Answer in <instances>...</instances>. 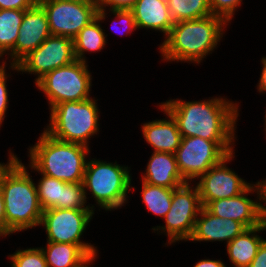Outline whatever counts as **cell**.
Listing matches in <instances>:
<instances>
[{"mask_svg":"<svg viewBox=\"0 0 266 267\" xmlns=\"http://www.w3.org/2000/svg\"><path fill=\"white\" fill-rule=\"evenodd\" d=\"M175 119L182 137H201L215 143H234L238 105L226 98L202 101L170 99L160 104Z\"/></svg>","mask_w":266,"mask_h":267,"instance_id":"6da1fadb","label":"cell"},{"mask_svg":"<svg viewBox=\"0 0 266 267\" xmlns=\"http://www.w3.org/2000/svg\"><path fill=\"white\" fill-rule=\"evenodd\" d=\"M9 152L7 165L0 171L6 236L39 226L43 214L36 183L33 182L29 170L17 155Z\"/></svg>","mask_w":266,"mask_h":267,"instance_id":"7a4b0ae2","label":"cell"},{"mask_svg":"<svg viewBox=\"0 0 266 267\" xmlns=\"http://www.w3.org/2000/svg\"><path fill=\"white\" fill-rule=\"evenodd\" d=\"M227 24L222 17L213 14L176 22L159 47L161 56L165 61L199 64L222 40Z\"/></svg>","mask_w":266,"mask_h":267,"instance_id":"3957f363","label":"cell"},{"mask_svg":"<svg viewBox=\"0 0 266 267\" xmlns=\"http://www.w3.org/2000/svg\"><path fill=\"white\" fill-rule=\"evenodd\" d=\"M89 147L64 142L42 132L37 143L30 147L29 168L67 183L83 181Z\"/></svg>","mask_w":266,"mask_h":267,"instance_id":"277c9868","label":"cell"},{"mask_svg":"<svg viewBox=\"0 0 266 267\" xmlns=\"http://www.w3.org/2000/svg\"><path fill=\"white\" fill-rule=\"evenodd\" d=\"M97 101L94 97L51 107L50 123L44 131L55 139L89 147V139L99 131Z\"/></svg>","mask_w":266,"mask_h":267,"instance_id":"5b68a950","label":"cell"},{"mask_svg":"<svg viewBox=\"0 0 266 267\" xmlns=\"http://www.w3.org/2000/svg\"><path fill=\"white\" fill-rule=\"evenodd\" d=\"M82 184L86 199V190H89L99 208L106 211L124 206L129 197L127 193L134 188L128 166L95 158L87 160Z\"/></svg>","mask_w":266,"mask_h":267,"instance_id":"8992f818","label":"cell"},{"mask_svg":"<svg viewBox=\"0 0 266 267\" xmlns=\"http://www.w3.org/2000/svg\"><path fill=\"white\" fill-rule=\"evenodd\" d=\"M91 76L87 61L74 60L46 73L35 84L46 95L51 108L59 103L90 99Z\"/></svg>","mask_w":266,"mask_h":267,"instance_id":"52a82bcc","label":"cell"},{"mask_svg":"<svg viewBox=\"0 0 266 267\" xmlns=\"http://www.w3.org/2000/svg\"><path fill=\"white\" fill-rule=\"evenodd\" d=\"M233 147L234 143H215L201 137H182L175 152L179 172L190 183L233 153Z\"/></svg>","mask_w":266,"mask_h":267,"instance_id":"ba28073f","label":"cell"},{"mask_svg":"<svg viewBox=\"0 0 266 267\" xmlns=\"http://www.w3.org/2000/svg\"><path fill=\"white\" fill-rule=\"evenodd\" d=\"M94 215V210L51 208L43 211L39 226H44L48 242L77 244L91 259L97 247L80 240Z\"/></svg>","mask_w":266,"mask_h":267,"instance_id":"9c48e42d","label":"cell"},{"mask_svg":"<svg viewBox=\"0 0 266 267\" xmlns=\"http://www.w3.org/2000/svg\"><path fill=\"white\" fill-rule=\"evenodd\" d=\"M190 184L187 182L173 189L171 207L164 217L166 224L152 228L154 232L160 230L167 234L168 244L189 241L194 232L197 216L203 206L197 186Z\"/></svg>","mask_w":266,"mask_h":267,"instance_id":"30bf717a","label":"cell"},{"mask_svg":"<svg viewBox=\"0 0 266 267\" xmlns=\"http://www.w3.org/2000/svg\"><path fill=\"white\" fill-rule=\"evenodd\" d=\"M45 10L51 35L74 39L97 17L96 0H38Z\"/></svg>","mask_w":266,"mask_h":267,"instance_id":"8fae6325","label":"cell"},{"mask_svg":"<svg viewBox=\"0 0 266 267\" xmlns=\"http://www.w3.org/2000/svg\"><path fill=\"white\" fill-rule=\"evenodd\" d=\"M75 59L73 39L50 35L35 50L10 69L17 72L36 74L35 83L46 73L72 63Z\"/></svg>","mask_w":266,"mask_h":267,"instance_id":"7c38bea8","label":"cell"},{"mask_svg":"<svg viewBox=\"0 0 266 267\" xmlns=\"http://www.w3.org/2000/svg\"><path fill=\"white\" fill-rule=\"evenodd\" d=\"M234 154L235 152L229 154L220 163L212 166L195 183L203 207L210 201L238 196L251 185L226 166L232 161Z\"/></svg>","mask_w":266,"mask_h":267,"instance_id":"4fadbf2b","label":"cell"},{"mask_svg":"<svg viewBox=\"0 0 266 267\" xmlns=\"http://www.w3.org/2000/svg\"><path fill=\"white\" fill-rule=\"evenodd\" d=\"M36 185L37 194L43 211L51 208L95 210V206L86 205L85 190L81 183H67L41 174Z\"/></svg>","mask_w":266,"mask_h":267,"instance_id":"5bb4252c","label":"cell"},{"mask_svg":"<svg viewBox=\"0 0 266 267\" xmlns=\"http://www.w3.org/2000/svg\"><path fill=\"white\" fill-rule=\"evenodd\" d=\"M252 191L257 193L258 200L254 201L247 197L249 193L252 194ZM260 203L259 188L256 183H253L240 195L210 201L205 208L217 217L232 219L242 223L246 228H251L264 222Z\"/></svg>","mask_w":266,"mask_h":267,"instance_id":"9a60e30c","label":"cell"},{"mask_svg":"<svg viewBox=\"0 0 266 267\" xmlns=\"http://www.w3.org/2000/svg\"><path fill=\"white\" fill-rule=\"evenodd\" d=\"M51 35L45 10L36 3L25 10L14 46V65L35 50Z\"/></svg>","mask_w":266,"mask_h":267,"instance_id":"2e32d148","label":"cell"},{"mask_svg":"<svg viewBox=\"0 0 266 267\" xmlns=\"http://www.w3.org/2000/svg\"><path fill=\"white\" fill-rule=\"evenodd\" d=\"M246 229L242 223L217 217L202 207L189 241H226L228 244Z\"/></svg>","mask_w":266,"mask_h":267,"instance_id":"e0dca14e","label":"cell"},{"mask_svg":"<svg viewBox=\"0 0 266 267\" xmlns=\"http://www.w3.org/2000/svg\"><path fill=\"white\" fill-rule=\"evenodd\" d=\"M161 111L167 115L168 119L153 120L151 122L143 123L142 134L145 141L150 144L154 152H164L175 154L180 146L182 139L181 133L178 129L177 122L172 115L167 112L159 103Z\"/></svg>","mask_w":266,"mask_h":267,"instance_id":"ac0fdd59","label":"cell"},{"mask_svg":"<svg viewBox=\"0 0 266 267\" xmlns=\"http://www.w3.org/2000/svg\"><path fill=\"white\" fill-rule=\"evenodd\" d=\"M141 181L154 186L176 189L187 182L179 172L175 154L153 152Z\"/></svg>","mask_w":266,"mask_h":267,"instance_id":"d6986e66","label":"cell"},{"mask_svg":"<svg viewBox=\"0 0 266 267\" xmlns=\"http://www.w3.org/2000/svg\"><path fill=\"white\" fill-rule=\"evenodd\" d=\"M137 29H152L168 36L174 21L166 0H138L132 8Z\"/></svg>","mask_w":266,"mask_h":267,"instance_id":"ffe728a7","label":"cell"},{"mask_svg":"<svg viewBox=\"0 0 266 267\" xmlns=\"http://www.w3.org/2000/svg\"><path fill=\"white\" fill-rule=\"evenodd\" d=\"M266 230V222L257 227L244 230L226 245L229 260L234 267H248L256 256L261 243L265 240L257 232Z\"/></svg>","mask_w":266,"mask_h":267,"instance_id":"44dd1931","label":"cell"},{"mask_svg":"<svg viewBox=\"0 0 266 267\" xmlns=\"http://www.w3.org/2000/svg\"><path fill=\"white\" fill-rule=\"evenodd\" d=\"M106 9L97 10V17L83 27L73 39L74 56L76 60L86 62L85 52H101L106 45V37L101 22L106 19ZM103 20V21H102Z\"/></svg>","mask_w":266,"mask_h":267,"instance_id":"7402d4cb","label":"cell"},{"mask_svg":"<svg viewBox=\"0 0 266 267\" xmlns=\"http://www.w3.org/2000/svg\"><path fill=\"white\" fill-rule=\"evenodd\" d=\"M41 250L48 267H85L92 260L77 244L47 241Z\"/></svg>","mask_w":266,"mask_h":267,"instance_id":"603a6c76","label":"cell"},{"mask_svg":"<svg viewBox=\"0 0 266 267\" xmlns=\"http://www.w3.org/2000/svg\"><path fill=\"white\" fill-rule=\"evenodd\" d=\"M24 13L25 10L0 9V58L9 55L10 65H14V46Z\"/></svg>","mask_w":266,"mask_h":267,"instance_id":"cb8c5ba5","label":"cell"},{"mask_svg":"<svg viewBox=\"0 0 266 267\" xmlns=\"http://www.w3.org/2000/svg\"><path fill=\"white\" fill-rule=\"evenodd\" d=\"M166 2L174 23L212 15L208 0H166Z\"/></svg>","mask_w":266,"mask_h":267,"instance_id":"d4e9b609","label":"cell"},{"mask_svg":"<svg viewBox=\"0 0 266 267\" xmlns=\"http://www.w3.org/2000/svg\"><path fill=\"white\" fill-rule=\"evenodd\" d=\"M141 192L146 208L156 216L164 218L171 207L173 189L150 185L142 181Z\"/></svg>","mask_w":266,"mask_h":267,"instance_id":"484cf974","label":"cell"},{"mask_svg":"<svg viewBox=\"0 0 266 267\" xmlns=\"http://www.w3.org/2000/svg\"><path fill=\"white\" fill-rule=\"evenodd\" d=\"M8 257L11 267H48L41 247L19 249Z\"/></svg>","mask_w":266,"mask_h":267,"instance_id":"4316f807","label":"cell"},{"mask_svg":"<svg viewBox=\"0 0 266 267\" xmlns=\"http://www.w3.org/2000/svg\"><path fill=\"white\" fill-rule=\"evenodd\" d=\"M242 0H208L213 15L222 17L230 23L236 8L241 5Z\"/></svg>","mask_w":266,"mask_h":267,"instance_id":"83f0119b","label":"cell"},{"mask_svg":"<svg viewBox=\"0 0 266 267\" xmlns=\"http://www.w3.org/2000/svg\"><path fill=\"white\" fill-rule=\"evenodd\" d=\"M6 61H3L2 64H0V127L1 123L3 122V119L5 118V114L8 108V90H7V74H6Z\"/></svg>","mask_w":266,"mask_h":267,"instance_id":"f1b7e54d","label":"cell"},{"mask_svg":"<svg viewBox=\"0 0 266 267\" xmlns=\"http://www.w3.org/2000/svg\"><path fill=\"white\" fill-rule=\"evenodd\" d=\"M99 9L132 10L138 0H96Z\"/></svg>","mask_w":266,"mask_h":267,"instance_id":"f546056e","label":"cell"},{"mask_svg":"<svg viewBox=\"0 0 266 267\" xmlns=\"http://www.w3.org/2000/svg\"><path fill=\"white\" fill-rule=\"evenodd\" d=\"M110 12L116 17L117 21L120 20L119 22L120 23L122 22V24H124L126 26V28L128 30L126 32V34L137 29L134 14H133L132 10H111V11H109V13ZM111 28L113 29V26ZM122 34H123V32H122Z\"/></svg>","mask_w":266,"mask_h":267,"instance_id":"4dcf8cb0","label":"cell"},{"mask_svg":"<svg viewBox=\"0 0 266 267\" xmlns=\"http://www.w3.org/2000/svg\"><path fill=\"white\" fill-rule=\"evenodd\" d=\"M38 0H0V9L28 10L32 8Z\"/></svg>","mask_w":266,"mask_h":267,"instance_id":"1f68e13d","label":"cell"},{"mask_svg":"<svg viewBox=\"0 0 266 267\" xmlns=\"http://www.w3.org/2000/svg\"><path fill=\"white\" fill-rule=\"evenodd\" d=\"M248 267H266V240L261 243L256 256Z\"/></svg>","mask_w":266,"mask_h":267,"instance_id":"d6a6232c","label":"cell"},{"mask_svg":"<svg viewBox=\"0 0 266 267\" xmlns=\"http://www.w3.org/2000/svg\"><path fill=\"white\" fill-rule=\"evenodd\" d=\"M256 184L259 188L260 201L265 202V205H263V203H260V212L264 222H266V179L258 181L256 182Z\"/></svg>","mask_w":266,"mask_h":267,"instance_id":"836d02e7","label":"cell"},{"mask_svg":"<svg viewBox=\"0 0 266 267\" xmlns=\"http://www.w3.org/2000/svg\"><path fill=\"white\" fill-rule=\"evenodd\" d=\"M6 237V219H5V207L0 189V237Z\"/></svg>","mask_w":266,"mask_h":267,"instance_id":"e575fe53","label":"cell"},{"mask_svg":"<svg viewBox=\"0 0 266 267\" xmlns=\"http://www.w3.org/2000/svg\"><path fill=\"white\" fill-rule=\"evenodd\" d=\"M262 72L259 78V82L257 85V90L262 93L266 92V57H263L262 60Z\"/></svg>","mask_w":266,"mask_h":267,"instance_id":"d590c367","label":"cell"},{"mask_svg":"<svg viewBox=\"0 0 266 267\" xmlns=\"http://www.w3.org/2000/svg\"><path fill=\"white\" fill-rule=\"evenodd\" d=\"M193 267H227L221 260L202 259Z\"/></svg>","mask_w":266,"mask_h":267,"instance_id":"8d00e7d4","label":"cell"},{"mask_svg":"<svg viewBox=\"0 0 266 267\" xmlns=\"http://www.w3.org/2000/svg\"><path fill=\"white\" fill-rule=\"evenodd\" d=\"M7 164H4V163H0V171L6 166Z\"/></svg>","mask_w":266,"mask_h":267,"instance_id":"74e56055","label":"cell"},{"mask_svg":"<svg viewBox=\"0 0 266 267\" xmlns=\"http://www.w3.org/2000/svg\"><path fill=\"white\" fill-rule=\"evenodd\" d=\"M93 261H95L94 259H92L85 267H90L89 265H90V263H92Z\"/></svg>","mask_w":266,"mask_h":267,"instance_id":"f35d334b","label":"cell"},{"mask_svg":"<svg viewBox=\"0 0 266 267\" xmlns=\"http://www.w3.org/2000/svg\"><path fill=\"white\" fill-rule=\"evenodd\" d=\"M265 125H266V113H265ZM265 131H266V126H265Z\"/></svg>","mask_w":266,"mask_h":267,"instance_id":"ab89813d","label":"cell"}]
</instances>
